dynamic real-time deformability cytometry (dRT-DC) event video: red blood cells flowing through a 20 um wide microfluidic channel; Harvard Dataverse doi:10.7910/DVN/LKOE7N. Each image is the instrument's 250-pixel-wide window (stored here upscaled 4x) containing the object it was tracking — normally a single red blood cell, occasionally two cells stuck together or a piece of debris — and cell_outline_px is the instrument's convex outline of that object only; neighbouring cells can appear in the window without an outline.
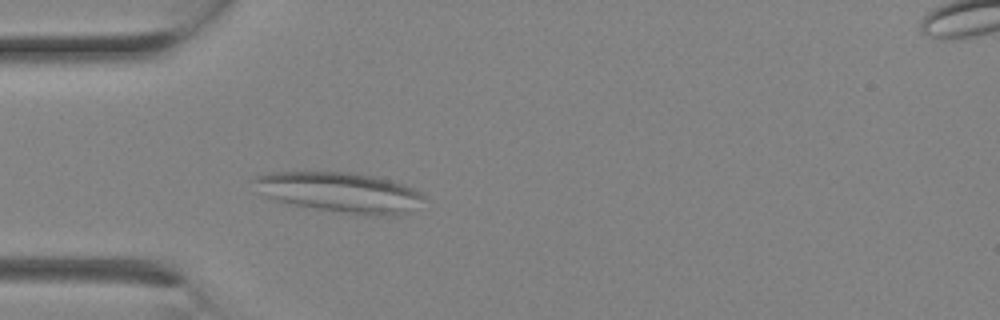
{"species": "Egyptian fruit bat (a non-hibernating species)", "species_latin": "Rousettus aegyptiacus", "temperature_condition": "room temperature", "stored_images_in_passage": 3, "camera_frame_rate_fps": 3000, "um_per_image_px": 0.085, "animal": {"sex": "female"}, "frame": {"image": 1, "passage_image": 2, "time_ms": 0.333, "image_size_px": [1000, 320], "cell_outline_px": [[428, 196], [408, 212], [400, 216], [368, 216], [316, 208], [296, 204], [280, 200], [268, 196], [248, 180], [256, 176], [268, 172], [304, 168], [352, 172], [376, 176], [392, 180], [404, 184]], "centroid_in_image_um": [28.89, 16.28], "position_along_channel_um": 56.1, "area_um2": 40.86}}